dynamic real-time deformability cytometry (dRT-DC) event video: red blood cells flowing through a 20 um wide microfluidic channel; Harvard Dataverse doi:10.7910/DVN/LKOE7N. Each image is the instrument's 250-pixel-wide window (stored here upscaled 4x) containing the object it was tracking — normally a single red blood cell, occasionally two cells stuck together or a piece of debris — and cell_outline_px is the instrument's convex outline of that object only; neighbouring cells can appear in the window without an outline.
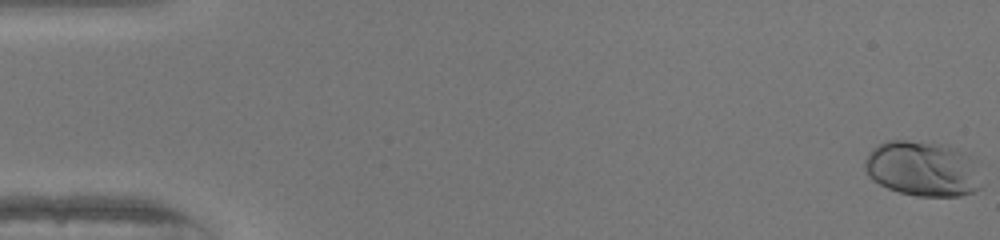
{"species": "human", "species_latin": "Homo sapiens", "temperature_condition": "warm", "stored_images_in_passage": 51, "camera_frame_rate_fps": 3000, "um_per_image_px": 0.085, "donor": {"sex": "female"}, "frame": {"image": 1, "passage_image": 1, "time_ms": 0.0, "image_size_px": [1000, 240], "cell_outline_px": [[980, 188], [972, 192], [960, 196], [916, 196], [900, 192], [888, 188], [872, 180], [868, 176], [864, 168], [864, 160], [868, 152], [872, 148], [888, 140], [908, 140], [948, 144], [972, 152], [980, 160]], "centroid_in_image_um": [78.51, 14.3], "position_along_channel_um": 6.5, "area_um2": 38.96}}
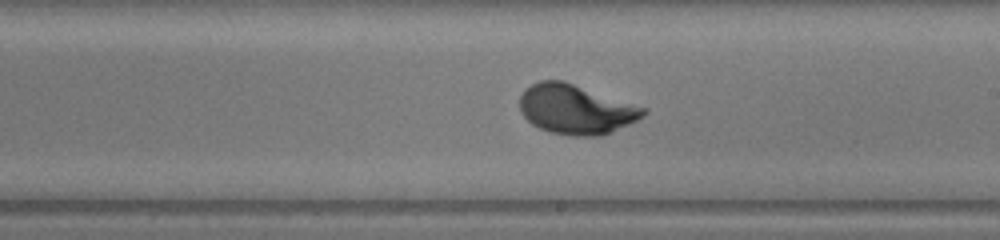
{"frame": {"image": 2, "passage_image": 30, "time_ms": 9.667, "image_size_px": [1000, 240], "cell_outline_px": [[648, 112], [644, 116], [612, 132], [600, 136], [572, 136], [552, 132], [540, 128], [532, 124], [520, 112], [520, 96], [524, 88], [540, 80], [564, 80], [648, 108]], "centroid_in_image_um": [48.96, 9.28], "position_along_channel_um": 240.0, "area_um2": 35.95}}
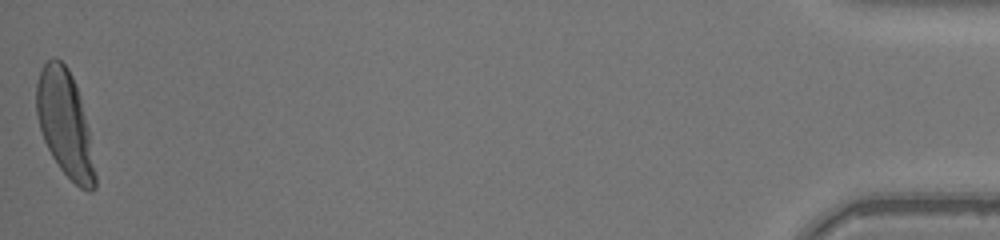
{"frame": {"image": 3, "passage_image": 51, "time_ms": 16.667, "image_size_px": [1000, 240], "cell_outline_px": [[96, 188], [92, 192], [88, 192], [80, 188], [60, 168], [52, 156], [44, 140], [40, 128], [36, 112], [36, 84], [40, 72], [44, 64], [48, 60], [60, 60], [68, 68], [72, 76], [80, 96], [88, 128], [96, 176]], "centroid_in_image_um": [5.53, 10.54], "position_along_channel_um": 429.7, "area_um2": 35.78}, "authors_computed_cell_mechanics": {"area_um2": 34.68, "velocity_mm_per_s": 4.1312, "shape_relaxation_time_tau1_ms": 2.0287, "shape_relaxation_time_tau2_ms": null, "deformation_change_tau1": 0.1688, "deformation_change_tau2": null}}